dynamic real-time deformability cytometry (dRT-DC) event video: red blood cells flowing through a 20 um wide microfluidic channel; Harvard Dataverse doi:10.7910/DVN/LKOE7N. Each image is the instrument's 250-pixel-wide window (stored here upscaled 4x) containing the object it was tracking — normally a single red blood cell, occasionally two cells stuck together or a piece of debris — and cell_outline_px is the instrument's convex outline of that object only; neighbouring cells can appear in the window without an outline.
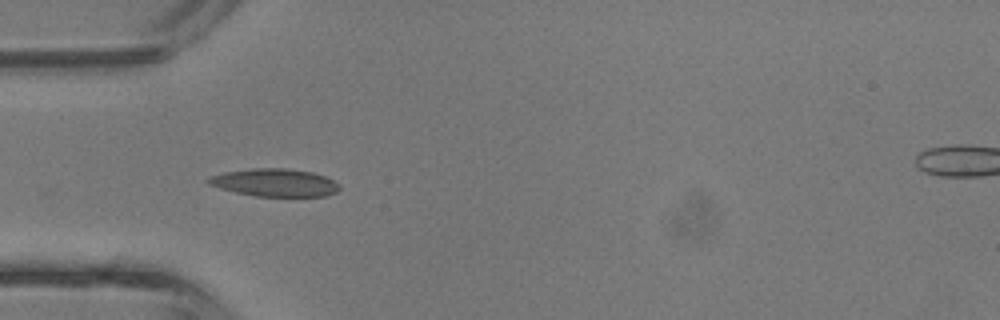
{"species": "common noctule bat (a hibernating species)", "species_latin": "Nyctalus noctula", "temperature_condition": "room temperature", "stored_images_in_passage": 4, "camera_frame_rate_fps": 3000, "um_per_image_px": 0.085, "animal": {"sex": "male", "body_mass_g": 13.3}, "frame": {"image": 1, "passage_image": 4, "time_ms": 1.0, "image_size_px": [1000, 320], "cell_outline_px": [[340, 188], [336, 192], [328, 196], [256, 196], [236, 192], [220, 188], [208, 184], [204, 180], [208, 176], [224, 172], [252, 168], [288, 168], [312, 172], [324, 176], [340, 184]], "centroid_in_image_um": [23.33, 15.51], "position_along_channel_um": 61.7, "area_um2": 21.33}}